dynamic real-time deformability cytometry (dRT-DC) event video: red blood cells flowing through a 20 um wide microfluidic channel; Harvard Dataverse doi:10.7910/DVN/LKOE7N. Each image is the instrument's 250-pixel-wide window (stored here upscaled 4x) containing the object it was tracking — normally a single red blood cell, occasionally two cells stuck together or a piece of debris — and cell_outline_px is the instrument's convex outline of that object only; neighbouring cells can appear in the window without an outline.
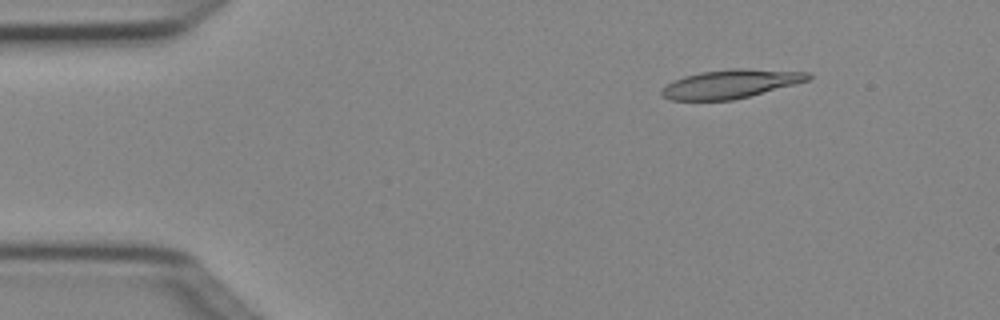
{"species": "Egyptian fruit bat (a non-hibernating species)", "species_latin": "Rousettus aegyptiacus", "temperature_condition": "cold", "stored_images_in_passage": 5, "segment_of_instrument_passage": [2, 2], "camera_frame_rate_fps": 3000, "um_per_image_px": 0.085, "animal": {"sex": "female"}, "frame": {"image": 1, "passage_image": 5, "time_ms": 1.333, "image_size_px": [1000, 320], "cell_outline_px": [[812, 76], [808, 80], [748, 96], [732, 100], [672, 100], [660, 96], [660, 88], [684, 76], [700, 72], [732, 68], [736, 68], [808, 72]], "centroid_in_image_um": [62.03, 7.13], "position_along_channel_um": 23.0, "area_um2": 24.1}}